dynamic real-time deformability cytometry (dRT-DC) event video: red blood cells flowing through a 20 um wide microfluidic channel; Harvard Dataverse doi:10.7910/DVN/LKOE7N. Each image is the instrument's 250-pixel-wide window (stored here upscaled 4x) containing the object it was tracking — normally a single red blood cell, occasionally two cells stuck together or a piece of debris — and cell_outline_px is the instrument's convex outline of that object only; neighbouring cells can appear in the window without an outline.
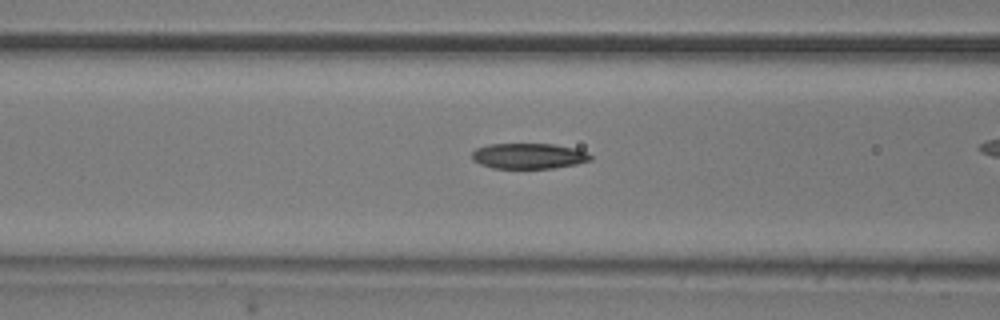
{"species": "common noctule bat (a hibernating species)", "species_latin": "Nyctalus noctula", "temperature_condition": "room temperature", "stored_images_in_passage": 40, "camera_frame_rate_fps": 3000, "um_per_image_px": 0.085, "animal": {"sex": "male", "body_mass_g": 20.5, "forearm_length_mm": 52.5}, "frame": {"image": 1, "passage_image": 20, "time_ms": 6.333, "image_size_px": [1000, 320], "cell_outline_px": [[592, 160], [576, 164], [552, 168], [492, 168], [480, 164], [472, 160], [472, 152], [476, 148], [488, 144], [552, 144], [576, 148], [592, 156]], "centroid_in_image_um": [44.91, 13.26], "position_along_channel_um": 121.7, "area_um2": 17.63}}
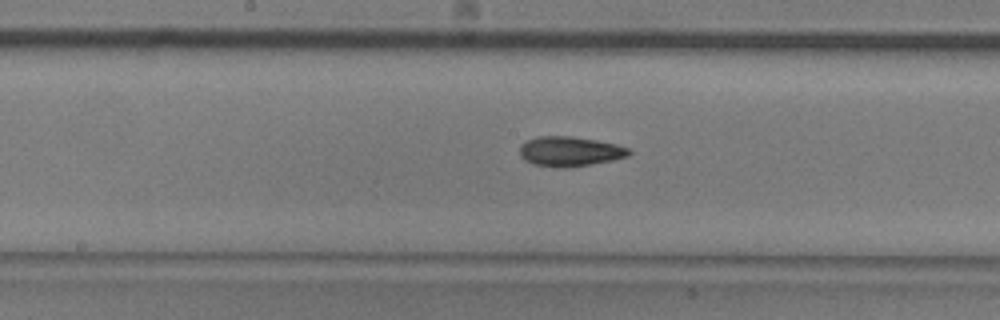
{"frame": {"image": 2, "passage_image": 26, "time_ms": 8.333, "image_size_px": [1000, 320], "cell_outline_px": [[632, 152], [628, 156], [612, 160], [564, 168], [560, 168], [532, 164], [524, 160], [520, 156], [520, 144], [536, 136], [572, 136], [596, 140], [616, 144], [628, 148]], "centroid_in_image_um": [48.4, 12.86], "position_along_channel_um": 199.8, "area_um2": 18.96}}
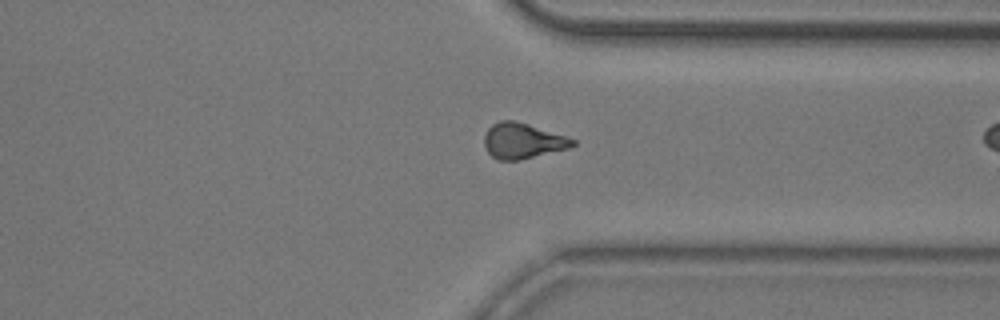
{"frame": {"image": 3, "passage_image": 39, "time_ms": 12.667, "image_size_px": [1000, 320], "cell_outline_px": [[576, 144], [568, 148], [520, 160], [496, 160], [488, 152], [484, 144], [484, 136], [488, 128], [492, 124], [500, 120], [512, 120], [528, 124], [576, 140]], "centroid_in_image_um": [44.39, 11.98], "position_along_channel_um": 367.0, "area_um2": 18.09}}